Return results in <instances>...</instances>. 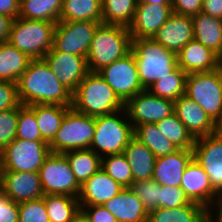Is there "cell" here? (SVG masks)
Here are the masks:
<instances>
[{
    "mask_svg": "<svg viewBox=\"0 0 222 222\" xmlns=\"http://www.w3.org/2000/svg\"><path fill=\"white\" fill-rule=\"evenodd\" d=\"M18 205V222H50L44 203V196L39 199L18 203Z\"/></svg>",
    "mask_w": 222,
    "mask_h": 222,
    "instance_id": "cell-41",
    "label": "cell"
},
{
    "mask_svg": "<svg viewBox=\"0 0 222 222\" xmlns=\"http://www.w3.org/2000/svg\"><path fill=\"white\" fill-rule=\"evenodd\" d=\"M130 51L134 55L139 79L145 89L178 67L177 54L153 38L132 39Z\"/></svg>",
    "mask_w": 222,
    "mask_h": 222,
    "instance_id": "cell-3",
    "label": "cell"
},
{
    "mask_svg": "<svg viewBox=\"0 0 222 222\" xmlns=\"http://www.w3.org/2000/svg\"><path fill=\"white\" fill-rule=\"evenodd\" d=\"M195 202L177 208H157L148 213L147 222H210L211 214Z\"/></svg>",
    "mask_w": 222,
    "mask_h": 222,
    "instance_id": "cell-26",
    "label": "cell"
},
{
    "mask_svg": "<svg viewBox=\"0 0 222 222\" xmlns=\"http://www.w3.org/2000/svg\"><path fill=\"white\" fill-rule=\"evenodd\" d=\"M63 8V0H20L18 17L57 23Z\"/></svg>",
    "mask_w": 222,
    "mask_h": 222,
    "instance_id": "cell-31",
    "label": "cell"
},
{
    "mask_svg": "<svg viewBox=\"0 0 222 222\" xmlns=\"http://www.w3.org/2000/svg\"><path fill=\"white\" fill-rule=\"evenodd\" d=\"M155 124L159 131L178 149H193L196 139L191 135L175 113Z\"/></svg>",
    "mask_w": 222,
    "mask_h": 222,
    "instance_id": "cell-36",
    "label": "cell"
},
{
    "mask_svg": "<svg viewBox=\"0 0 222 222\" xmlns=\"http://www.w3.org/2000/svg\"><path fill=\"white\" fill-rule=\"evenodd\" d=\"M61 21H102V0H63Z\"/></svg>",
    "mask_w": 222,
    "mask_h": 222,
    "instance_id": "cell-32",
    "label": "cell"
},
{
    "mask_svg": "<svg viewBox=\"0 0 222 222\" xmlns=\"http://www.w3.org/2000/svg\"><path fill=\"white\" fill-rule=\"evenodd\" d=\"M142 201L145 210L149 213L159 208L161 186L152 179L133 182L130 187Z\"/></svg>",
    "mask_w": 222,
    "mask_h": 222,
    "instance_id": "cell-40",
    "label": "cell"
},
{
    "mask_svg": "<svg viewBox=\"0 0 222 222\" xmlns=\"http://www.w3.org/2000/svg\"><path fill=\"white\" fill-rule=\"evenodd\" d=\"M192 19L194 39L218 55L222 47V19L203 12L192 16Z\"/></svg>",
    "mask_w": 222,
    "mask_h": 222,
    "instance_id": "cell-27",
    "label": "cell"
},
{
    "mask_svg": "<svg viewBox=\"0 0 222 222\" xmlns=\"http://www.w3.org/2000/svg\"><path fill=\"white\" fill-rule=\"evenodd\" d=\"M192 159L193 150L184 149L157 157L152 180L160 186L180 187L183 172Z\"/></svg>",
    "mask_w": 222,
    "mask_h": 222,
    "instance_id": "cell-20",
    "label": "cell"
},
{
    "mask_svg": "<svg viewBox=\"0 0 222 222\" xmlns=\"http://www.w3.org/2000/svg\"><path fill=\"white\" fill-rule=\"evenodd\" d=\"M19 205L0 189V222H18Z\"/></svg>",
    "mask_w": 222,
    "mask_h": 222,
    "instance_id": "cell-45",
    "label": "cell"
},
{
    "mask_svg": "<svg viewBox=\"0 0 222 222\" xmlns=\"http://www.w3.org/2000/svg\"><path fill=\"white\" fill-rule=\"evenodd\" d=\"M217 57H218V61H219L220 65L222 66V47H221V51H220V53L217 55Z\"/></svg>",
    "mask_w": 222,
    "mask_h": 222,
    "instance_id": "cell-55",
    "label": "cell"
},
{
    "mask_svg": "<svg viewBox=\"0 0 222 222\" xmlns=\"http://www.w3.org/2000/svg\"><path fill=\"white\" fill-rule=\"evenodd\" d=\"M14 18L0 13V43L7 42Z\"/></svg>",
    "mask_w": 222,
    "mask_h": 222,
    "instance_id": "cell-50",
    "label": "cell"
},
{
    "mask_svg": "<svg viewBox=\"0 0 222 222\" xmlns=\"http://www.w3.org/2000/svg\"><path fill=\"white\" fill-rule=\"evenodd\" d=\"M101 169L112 179L118 182L123 188L131 187L133 175L129 163L123 153L109 155L107 160H103Z\"/></svg>",
    "mask_w": 222,
    "mask_h": 222,
    "instance_id": "cell-39",
    "label": "cell"
},
{
    "mask_svg": "<svg viewBox=\"0 0 222 222\" xmlns=\"http://www.w3.org/2000/svg\"><path fill=\"white\" fill-rule=\"evenodd\" d=\"M218 220L216 222H222V202L219 204V212H218ZM210 222H214L212 218H210Z\"/></svg>",
    "mask_w": 222,
    "mask_h": 222,
    "instance_id": "cell-54",
    "label": "cell"
},
{
    "mask_svg": "<svg viewBox=\"0 0 222 222\" xmlns=\"http://www.w3.org/2000/svg\"><path fill=\"white\" fill-rule=\"evenodd\" d=\"M201 12L222 19V0H203Z\"/></svg>",
    "mask_w": 222,
    "mask_h": 222,
    "instance_id": "cell-48",
    "label": "cell"
},
{
    "mask_svg": "<svg viewBox=\"0 0 222 222\" xmlns=\"http://www.w3.org/2000/svg\"><path fill=\"white\" fill-rule=\"evenodd\" d=\"M0 189L16 203L44 196L39 172L4 171Z\"/></svg>",
    "mask_w": 222,
    "mask_h": 222,
    "instance_id": "cell-17",
    "label": "cell"
},
{
    "mask_svg": "<svg viewBox=\"0 0 222 222\" xmlns=\"http://www.w3.org/2000/svg\"><path fill=\"white\" fill-rule=\"evenodd\" d=\"M150 90L144 89L125 103V112L135 122L134 129L141 124H155L175 113L173 101L158 97Z\"/></svg>",
    "mask_w": 222,
    "mask_h": 222,
    "instance_id": "cell-14",
    "label": "cell"
},
{
    "mask_svg": "<svg viewBox=\"0 0 222 222\" xmlns=\"http://www.w3.org/2000/svg\"><path fill=\"white\" fill-rule=\"evenodd\" d=\"M187 75L177 67L170 75L158 79L150 86L152 94L175 102L180 96L185 95Z\"/></svg>",
    "mask_w": 222,
    "mask_h": 222,
    "instance_id": "cell-37",
    "label": "cell"
},
{
    "mask_svg": "<svg viewBox=\"0 0 222 222\" xmlns=\"http://www.w3.org/2000/svg\"><path fill=\"white\" fill-rule=\"evenodd\" d=\"M185 95L195 101L222 128V66L210 72L189 73Z\"/></svg>",
    "mask_w": 222,
    "mask_h": 222,
    "instance_id": "cell-6",
    "label": "cell"
},
{
    "mask_svg": "<svg viewBox=\"0 0 222 222\" xmlns=\"http://www.w3.org/2000/svg\"><path fill=\"white\" fill-rule=\"evenodd\" d=\"M4 165H3V154L2 150H0V184L3 179Z\"/></svg>",
    "mask_w": 222,
    "mask_h": 222,
    "instance_id": "cell-53",
    "label": "cell"
},
{
    "mask_svg": "<svg viewBox=\"0 0 222 222\" xmlns=\"http://www.w3.org/2000/svg\"><path fill=\"white\" fill-rule=\"evenodd\" d=\"M16 138L30 141H43L36 121L35 105L18 107Z\"/></svg>",
    "mask_w": 222,
    "mask_h": 222,
    "instance_id": "cell-38",
    "label": "cell"
},
{
    "mask_svg": "<svg viewBox=\"0 0 222 222\" xmlns=\"http://www.w3.org/2000/svg\"><path fill=\"white\" fill-rule=\"evenodd\" d=\"M32 59L9 42L0 43V81L17 83Z\"/></svg>",
    "mask_w": 222,
    "mask_h": 222,
    "instance_id": "cell-28",
    "label": "cell"
},
{
    "mask_svg": "<svg viewBox=\"0 0 222 222\" xmlns=\"http://www.w3.org/2000/svg\"><path fill=\"white\" fill-rule=\"evenodd\" d=\"M118 222H147L148 212L130 187L123 188L104 205Z\"/></svg>",
    "mask_w": 222,
    "mask_h": 222,
    "instance_id": "cell-24",
    "label": "cell"
},
{
    "mask_svg": "<svg viewBox=\"0 0 222 222\" xmlns=\"http://www.w3.org/2000/svg\"><path fill=\"white\" fill-rule=\"evenodd\" d=\"M180 188L185 192L191 202L203 205L208 209V204L213 197L219 195L210 183L208 174L193 158L187 165L182 175Z\"/></svg>",
    "mask_w": 222,
    "mask_h": 222,
    "instance_id": "cell-21",
    "label": "cell"
},
{
    "mask_svg": "<svg viewBox=\"0 0 222 222\" xmlns=\"http://www.w3.org/2000/svg\"><path fill=\"white\" fill-rule=\"evenodd\" d=\"M135 137L145 144L156 157L169 155L178 148L167 139L156 124H141L134 129Z\"/></svg>",
    "mask_w": 222,
    "mask_h": 222,
    "instance_id": "cell-35",
    "label": "cell"
},
{
    "mask_svg": "<svg viewBox=\"0 0 222 222\" xmlns=\"http://www.w3.org/2000/svg\"><path fill=\"white\" fill-rule=\"evenodd\" d=\"M88 207V210L84 209V207L80 209L89 217L91 222H118L116 217L103 206L93 205Z\"/></svg>",
    "mask_w": 222,
    "mask_h": 222,
    "instance_id": "cell-47",
    "label": "cell"
},
{
    "mask_svg": "<svg viewBox=\"0 0 222 222\" xmlns=\"http://www.w3.org/2000/svg\"><path fill=\"white\" fill-rule=\"evenodd\" d=\"M0 13L17 18L20 13V0H0Z\"/></svg>",
    "mask_w": 222,
    "mask_h": 222,
    "instance_id": "cell-49",
    "label": "cell"
},
{
    "mask_svg": "<svg viewBox=\"0 0 222 222\" xmlns=\"http://www.w3.org/2000/svg\"><path fill=\"white\" fill-rule=\"evenodd\" d=\"M98 74L124 103L145 89L140 82L135 58L131 51L99 70Z\"/></svg>",
    "mask_w": 222,
    "mask_h": 222,
    "instance_id": "cell-12",
    "label": "cell"
},
{
    "mask_svg": "<svg viewBox=\"0 0 222 222\" xmlns=\"http://www.w3.org/2000/svg\"><path fill=\"white\" fill-rule=\"evenodd\" d=\"M78 197L44 195V203L50 222H71L80 211Z\"/></svg>",
    "mask_w": 222,
    "mask_h": 222,
    "instance_id": "cell-34",
    "label": "cell"
},
{
    "mask_svg": "<svg viewBox=\"0 0 222 222\" xmlns=\"http://www.w3.org/2000/svg\"><path fill=\"white\" fill-rule=\"evenodd\" d=\"M153 39L177 54L189 41L194 39L192 16L173 12Z\"/></svg>",
    "mask_w": 222,
    "mask_h": 222,
    "instance_id": "cell-18",
    "label": "cell"
},
{
    "mask_svg": "<svg viewBox=\"0 0 222 222\" xmlns=\"http://www.w3.org/2000/svg\"><path fill=\"white\" fill-rule=\"evenodd\" d=\"M172 13V5L137 3L133 22L128 27L131 38H153Z\"/></svg>",
    "mask_w": 222,
    "mask_h": 222,
    "instance_id": "cell-16",
    "label": "cell"
},
{
    "mask_svg": "<svg viewBox=\"0 0 222 222\" xmlns=\"http://www.w3.org/2000/svg\"><path fill=\"white\" fill-rule=\"evenodd\" d=\"M18 125V107L0 111V150H3L16 138Z\"/></svg>",
    "mask_w": 222,
    "mask_h": 222,
    "instance_id": "cell-42",
    "label": "cell"
},
{
    "mask_svg": "<svg viewBox=\"0 0 222 222\" xmlns=\"http://www.w3.org/2000/svg\"><path fill=\"white\" fill-rule=\"evenodd\" d=\"M138 0H102V23L129 27Z\"/></svg>",
    "mask_w": 222,
    "mask_h": 222,
    "instance_id": "cell-33",
    "label": "cell"
},
{
    "mask_svg": "<svg viewBox=\"0 0 222 222\" xmlns=\"http://www.w3.org/2000/svg\"><path fill=\"white\" fill-rule=\"evenodd\" d=\"M138 3L172 5V0H138Z\"/></svg>",
    "mask_w": 222,
    "mask_h": 222,
    "instance_id": "cell-52",
    "label": "cell"
},
{
    "mask_svg": "<svg viewBox=\"0 0 222 222\" xmlns=\"http://www.w3.org/2000/svg\"><path fill=\"white\" fill-rule=\"evenodd\" d=\"M20 103L72 106V92L52 72L44 59H32L17 81Z\"/></svg>",
    "mask_w": 222,
    "mask_h": 222,
    "instance_id": "cell-1",
    "label": "cell"
},
{
    "mask_svg": "<svg viewBox=\"0 0 222 222\" xmlns=\"http://www.w3.org/2000/svg\"><path fill=\"white\" fill-rule=\"evenodd\" d=\"M95 133V117L85 115L72 106L65 113L61 127L49 144L51 152L66 153L90 148Z\"/></svg>",
    "mask_w": 222,
    "mask_h": 222,
    "instance_id": "cell-7",
    "label": "cell"
},
{
    "mask_svg": "<svg viewBox=\"0 0 222 222\" xmlns=\"http://www.w3.org/2000/svg\"><path fill=\"white\" fill-rule=\"evenodd\" d=\"M43 59L57 79L72 93L89 73L87 58L77 54L49 51Z\"/></svg>",
    "mask_w": 222,
    "mask_h": 222,
    "instance_id": "cell-15",
    "label": "cell"
},
{
    "mask_svg": "<svg viewBox=\"0 0 222 222\" xmlns=\"http://www.w3.org/2000/svg\"><path fill=\"white\" fill-rule=\"evenodd\" d=\"M175 114L196 139L216 133L220 128L209 118L206 112L186 95L174 102Z\"/></svg>",
    "mask_w": 222,
    "mask_h": 222,
    "instance_id": "cell-19",
    "label": "cell"
},
{
    "mask_svg": "<svg viewBox=\"0 0 222 222\" xmlns=\"http://www.w3.org/2000/svg\"><path fill=\"white\" fill-rule=\"evenodd\" d=\"M20 105L17 83L0 81V111L17 108Z\"/></svg>",
    "mask_w": 222,
    "mask_h": 222,
    "instance_id": "cell-44",
    "label": "cell"
},
{
    "mask_svg": "<svg viewBox=\"0 0 222 222\" xmlns=\"http://www.w3.org/2000/svg\"><path fill=\"white\" fill-rule=\"evenodd\" d=\"M122 189L123 187L118 182L100 169L81 185L78 197L80 198L78 199L80 208H82V204L103 206Z\"/></svg>",
    "mask_w": 222,
    "mask_h": 222,
    "instance_id": "cell-22",
    "label": "cell"
},
{
    "mask_svg": "<svg viewBox=\"0 0 222 222\" xmlns=\"http://www.w3.org/2000/svg\"><path fill=\"white\" fill-rule=\"evenodd\" d=\"M112 113L95 117V133L90 149L98 147L108 155L121 154L135 136L133 124H128Z\"/></svg>",
    "mask_w": 222,
    "mask_h": 222,
    "instance_id": "cell-10",
    "label": "cell"
},
{
    "mask_svg": "<svg viewBox=\"0 0 222 222\" xmlns=\"http://www.w3.org/2000/svg\"><path fill=\"white\" fill-rule=\"evenodd\" d=\"M131 40L128 27L101 23L94 33L86 57L89 72H98L128 54Z\"/></svg>",
    "mask_w": 222,
    "mask_h": 222,
    "instance_id": "cell-4",
    "label": "cell"
},
{
    "mask_svg": "<svg viewBox=\"0 0 222 222\" xmlns=\"http://www.w3.org/2000/svg\"><path fill=\"white\" fill-rule=\"evenodd\" d=\"M71 222H91L89 217L80 209V211L73 217Z\"/></svg>",
    "mask_w": 222,
    "mask_h": 222,
    "instance_id": "cell-51",
    "label": "cell"
},
{
    "mask_svg": "<svg viewBox=\"0 0 222 222\" xmlns=\"http://www.w3.org/2000/svg\"><path fill=\"white\" fill-rule=\"evenodd\" d=\"M50 153L45 141L15 138L2 150L4 171L39 172Z\"/></svg>",
    "mask_w": 222,
    "mask_h": 222,
    "instance_id": "cell-11",
    "label": "cell"
},
{
    "mask_svg": "<svg viewBox=\"0 0 222 222\" xmlns=\"http://www.w3.org/2000/svg\"><path fill=\"white\" fill-rule=\"evenodd\" d=\"M193 158L208 174L212 188L222 202V128L216 133L196 138ZM221 195V196H220Z\"/></svg>",
    "mask_w": 222,
    "mask_h": 222,
    "instance_id": "cell-13",
    "label": "cell"
},
{
    "mask_svg": "<svg viewBox=\"0 0 222 222\" xmlns=\"http://www.w3.org/2000/svg\"><path fill=\"white\" fill-rule=\"evenodd\" d=\"M177 63L187 74L210 72L221 66L217 54L195 39L189 41L177 53Z\"/></svg>",
    "mask_w": 222,
    "mask_h": 222,
    "instance_id": "cell-23",
    "label": "cell"
},
{
    "mask_svg": "<svg viewBox=\"0 0 222 222\" xmlns=\"http://www.w3.org/2000/svg\"><path fill=\"white\" fill-rule=\"evenodd\" d=\"M44 195H67L77 197L81 185L70 168L64 153L51 152L39 169ZM76 194V195H75Z\"/></svg>",
    "mask_w": 222,
    "mask_h": 222,
    "instance_id": "cell-8",
    "label": "cell"
},
{
    "mask_svg": "<svg viewBox=\"0 0 222 222\" xmlns=\"http://www.w3.org/2000/svg\"><path fill=\"white\" fill-rule=\"evenodd\" d=\"M76 180L82 185L102 166V156L94 149H79L64 153Z\"/></svg>",
    "mask_w": 222,
    "mask_h": 222,
    "instance_id": "cell-30",
    "label": "cell"
},
{
    "mask_svg": "<svg viewBox=\"0 0 222 222\" xmlns=\"http://www.w3.org/2000/svg\"><path fill=\"white\" fill-rule=\"evenodd\" d=\"M102 21H61L56 23L50 51L87 57L91 41Z\"/></svg>",
    "mask_w": 222,
    "mask_h": 222,
    "instance_id": "cell-9",
    "label": "cell"
},
{
    "mask_svg": "<svg viewBox=\"0 0 222 222\" xmlns=\"http://www.w3.org/2000/svg\"><path fill=\"white\" fill-rule=\"evenodd\" d=\"M203 0H172L173 12L194 16L197 15L202 10Z\"/></svg>",
    "mask_w": 222,
    "mask_h": 222,
    "instance_id": "cell-46",
    "label": "cell"
},
{
    "mask_svg": "<svg viewBox=\"0 0 222 222\" xmlns=\"http://www.w3.org/2000/svg\"><path fill=\"white\" fill-rule=\"evenodd\" d=\"M132 171L133 181L152 179L156 156L135 136L123 152Z\"/></svg>",
    "mask_w": 222,
    "mask_h": 222,
    "instance_id": "cell-25",
    "label": "cell"
},
{
    "mask_svg": "<svg viewBox=\"0 0 222 222\" xmlns=\"http://www.w3.org/2000/svg\"><path fill=\"white\" fill-rule=\"evenodd\" d=\"M71 106L35 104L36 121L42 140L50 144L61 127L65 113Z\"/></svg>",
    "mask_w": 222,
    "mask_h": 222,
    "instance_id": "cell-29",
    "label": "cell"
},
{
    "mask_svg": "<svg viewBox=\"0 0 222 222\" xmlns=\"http://www.w3.org/2000/svg\"><path fill=\"white\" fill-rule=\"evenodd\" d=\"M72 107L85 115L97 117L120 113L125 103L98 72H89L72 93Z\"/></svg>",
    "mask_w": 222,
    "mask_h": 222,
    "instance_id": "cell-2",
    "label": "cell"
},
{
    "mask_svg": "<svg viewBox=\"0 0 222 222\" xmlns=\"http://www.w3.org/2000/svg\"><path fill=\"white\" fill-rule=\"evenodd\" d=\"M56 23L17 17L13 20L8 41L31 59H43L52 49Z\"/></svg>",
    "mask_w": 222,
    "mask_h": 222,
    "instance_id": "cell-5",
    "label": "cell"
},
{
    "mask_svg": "<svg viewBox=\"0 0 222 222\" xmlns=\"http://www.w3.org/2000/svg\"><path fill=\"white\" fill-rule=\"evenodd\" d=\"M190 203L191 201L180 187L161 186V192L159 195L160 208L172 209Z\"/></svg>",
    "mask_w": 222,
    "mask_h": 222,
    "instance_id": "cell-43",
    "label": "cell"
}]
</instances>
